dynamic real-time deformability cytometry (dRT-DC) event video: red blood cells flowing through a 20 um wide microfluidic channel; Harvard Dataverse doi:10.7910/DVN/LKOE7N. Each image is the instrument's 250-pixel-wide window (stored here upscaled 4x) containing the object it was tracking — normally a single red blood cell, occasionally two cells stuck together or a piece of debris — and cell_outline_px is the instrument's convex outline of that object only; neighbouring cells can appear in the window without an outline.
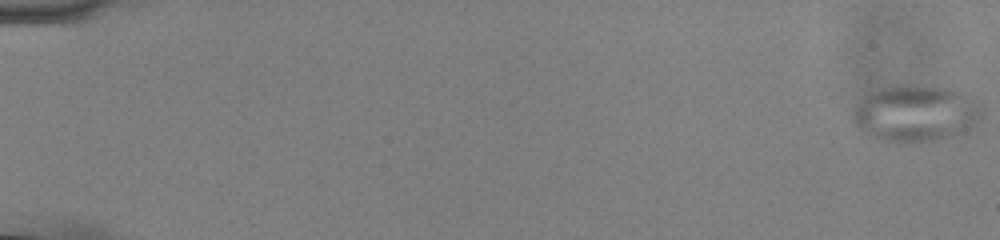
{"species": "common noctule bat (a hibernating species)", "species_latin": "Nyctalus noctula", "temperature_condition": "cold", "stored_images_in_passage": 57, "camera_frame_rate_fps": 3000, "um_per_image_px": 0.085, "animal": {"sex": "male", "body_mass_g": 13.0, "forearm_length_mm": 53.1}, "frame": {"image": 1, "passage_image": 1, "time_ms": 0.0, "image_size_px": [1000, 240], "cell_outline_px": [[980, 116], [976, 124], [964, 132], [940, 140], [904, 144], [876, 140], [868, 136], [852, 120], [852, 112], [856, 104], [868, 92], [880, 88], [948, 88], [960, 92], [976, 100], [980, 104]], "centroid_in_image_um": [77.79, 9.72], "position_along_channel_um": 7.2, "area_um2": 42.08}}
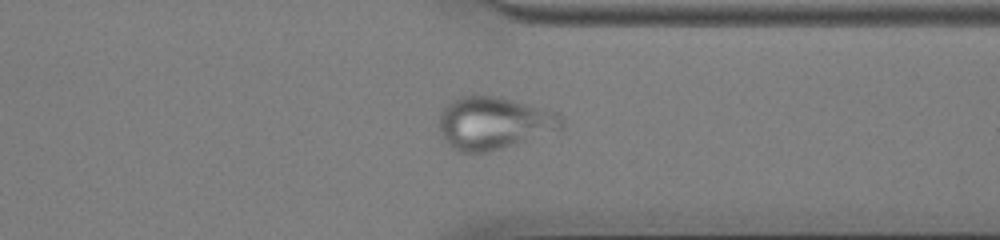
{"frame": {"image": 2, "passage_image": 45, "time_ms": 14.667, "image_size_px": [1000, 240], "cell_outline_px": [[564, 132], [488, 152], [460, 152], [448, 144], [444, 140], [440, 132], [440, 112], [448, 104], [460, 96], [500, 96], [556, 112], [564, 120]], "centroid_in_image_um": [42.08, 10.49], "position_along_channel_um": 369.3, "area_um2": 38.15}}
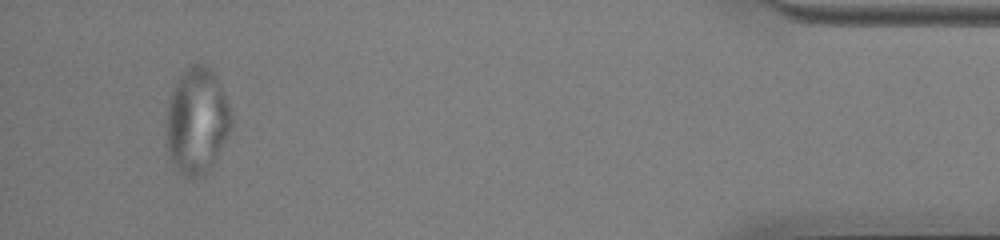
{"frame": {"image": 3, "passage_image": 54, "time_ms": 17.667, "image_size_px": [1000, 240], "cell_outline_px": [[232, 128], [228, 136], [212, 164], [200, 176], [192, 180], [184, 176], [172, 164], [168, 156], [164, 144], [164, 140], [168, 100], [176, 80], [180, 72], [184, 68], [192, 64], [204, 64], [212, 68], [216, 76], [228, 104], [232, 116]], "centroid_in_image_um": [16.68, 10.27], "position_along_channel_um": 418.5, "area_um2": 41.04}}